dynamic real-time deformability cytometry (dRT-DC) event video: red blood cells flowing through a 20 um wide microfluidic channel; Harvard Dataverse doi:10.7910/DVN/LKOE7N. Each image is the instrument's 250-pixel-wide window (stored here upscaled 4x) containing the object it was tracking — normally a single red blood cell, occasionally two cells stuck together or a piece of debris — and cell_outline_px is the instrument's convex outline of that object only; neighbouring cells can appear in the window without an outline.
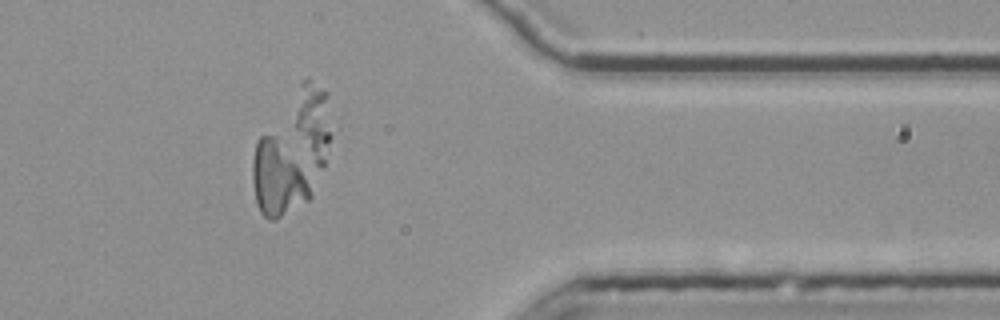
{"species": "common noctule bat (a hibernating species)", "species_latin": "Nyctalus noctula", "temperature_condition": "room temperature", "stored_images_in_passage": 52, "segment_of_instrument_passage": [2, 2], "camera_frame_rate_fps": 3000, "um_per_image_px": 0.085, "animal": {"sex": "female", "body_mass_g": 25.1}, "frame": {"image": 1, "passage_image": 41, "time_ms": 13.333, "image_size_px": [1000, 320], "cell_outline_px": [[312, 196], [308, 200], [276, 220], [268, 220], [260, 212], [256, 200], [252, 180], [252, 164], [256, 140], [260, 136], [272, 136], [300, 164]], "centroid_in_image_um": [23.56, 15.25], "position_along_channel_um": 387.8, "area_um2": 24.8}}
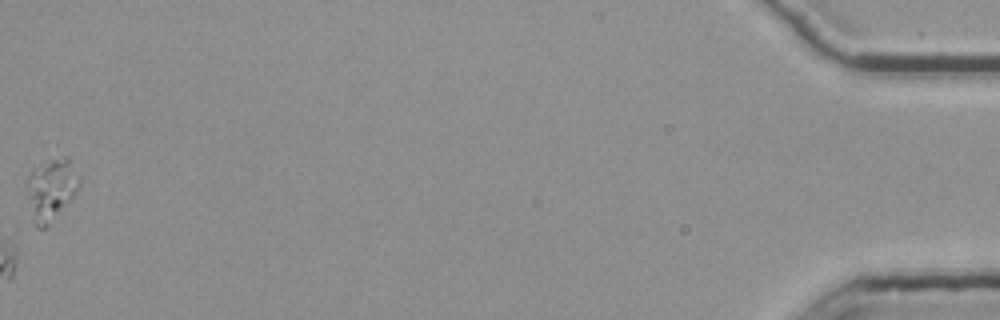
{"frame": {"image": 2, "passage_image": 52, "time_ms": 17.0, "image_size_px": [1000, 320], "cell_outline_px": [[80, 184], [72, 200], [48, 228], [36, 228], [24, 184], [32, 168], [60, 152], [68, 156], [80, 176]], "centroid_in_image_um": [4.37, 16.04], "position_along_channel_um": 430.8, "area_um2": 20.0}}